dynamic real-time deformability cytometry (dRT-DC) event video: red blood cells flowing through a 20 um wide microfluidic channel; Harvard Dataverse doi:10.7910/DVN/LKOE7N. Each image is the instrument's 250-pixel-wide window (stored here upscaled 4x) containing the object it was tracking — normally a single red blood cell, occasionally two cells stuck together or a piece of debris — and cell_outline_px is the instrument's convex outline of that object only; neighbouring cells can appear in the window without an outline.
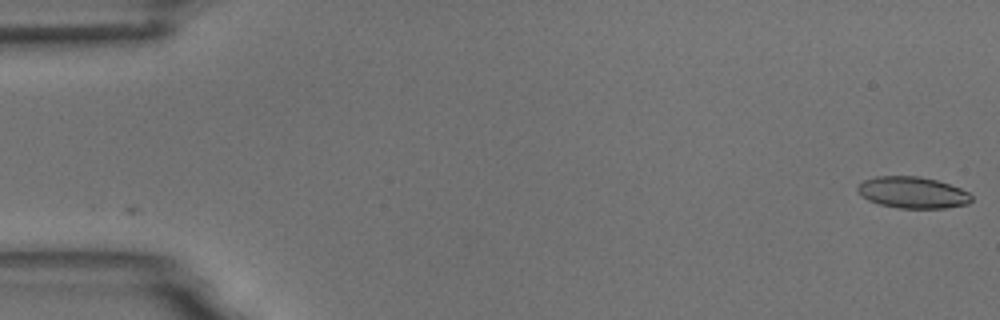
{"species": "common noctule bat (a hibernating species)", "species_latin": "Nyctalus noctula", "temperature_condition": "room temperature", "stored_images_in_passage": 6, "camera_frame_rate_fps": 3000, "um_per_image_px": 0.085, "animal": {"sex": "male", "body_mass_g": 18.8}, "frame": {"image": 1, "passage_image": 1, "time_ms": 0.0, "image_size_px": [1000, 320], "cell_outline_px": [[972, 200], [968, 204], [944, 208], [900, 208], [880, 204], [868, 200], [856, 188], [864, 180], [876, 176], [920, 176], [936, 180], [960, 188], [968, 192], [972, 196]], "centroid_in_image_um": [77.6, 16.36], "position_along_channel_um": 7.4, "area_um2": 20.69}}
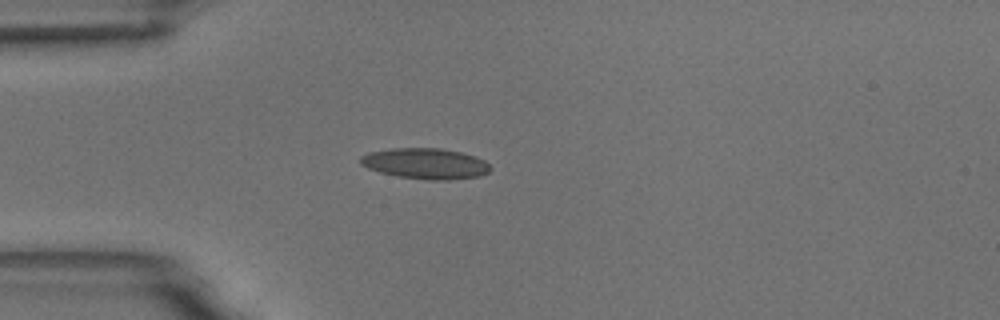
{"frame": {"image": 2, "passage_image": 5, "time_ms": 4.667, "image_size_px": [1000, 320], "cell_outline_px": [[492, 168], [488, 172], [480, 176], [448, 180], [428, 180], [396, 176], [380, 172], [368, 168], [360, 164], [360, 156], [368, 152], [392, 148], [440, 148], [460, 152], [476, 156], [484, 160]], "centroid_in_image_um": [36.16, 13.9], "position_along_channel_um": 48.8, "area_um2": 23.41}}